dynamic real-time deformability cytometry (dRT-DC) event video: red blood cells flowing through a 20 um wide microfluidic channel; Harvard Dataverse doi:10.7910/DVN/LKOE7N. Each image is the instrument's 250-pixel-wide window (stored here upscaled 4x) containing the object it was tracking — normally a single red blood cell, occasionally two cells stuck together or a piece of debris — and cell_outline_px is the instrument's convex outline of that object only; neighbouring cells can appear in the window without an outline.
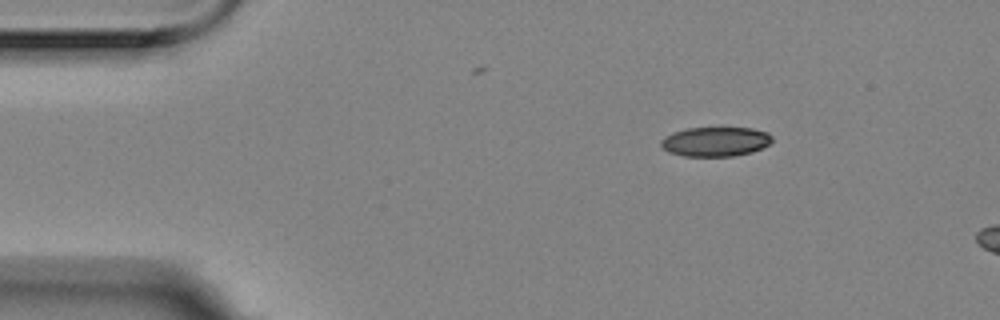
{"species": "Egyptian fruit bat (a non-hibernating species)", "species_latin": "Rousettus aegyptiacus", "temperature_condition": "room temperature", "stored_images_in_passage": 3, "camera_frame_rate_fps": 3000, "um_per_image_px": 0.085, "animal": {"sex": "female"}, "frame": {"image": 1, "passage_image": 1, "time_ms": 0.0, "image_size_px": [1000, 320], "cell_outline_px": [[772, 140], [768, 144], [752, 152], [732, 156], [684, 156], [668, 152], [660, 144], [660, 140], [664, 136], [672, 132], [688, 128], [752, 128], [768, 132], [772, 136]], "centroid_in_image_um": [60.78, 12.03], "position_along_channel_um": 24.2, "area_um2": 19.07}}